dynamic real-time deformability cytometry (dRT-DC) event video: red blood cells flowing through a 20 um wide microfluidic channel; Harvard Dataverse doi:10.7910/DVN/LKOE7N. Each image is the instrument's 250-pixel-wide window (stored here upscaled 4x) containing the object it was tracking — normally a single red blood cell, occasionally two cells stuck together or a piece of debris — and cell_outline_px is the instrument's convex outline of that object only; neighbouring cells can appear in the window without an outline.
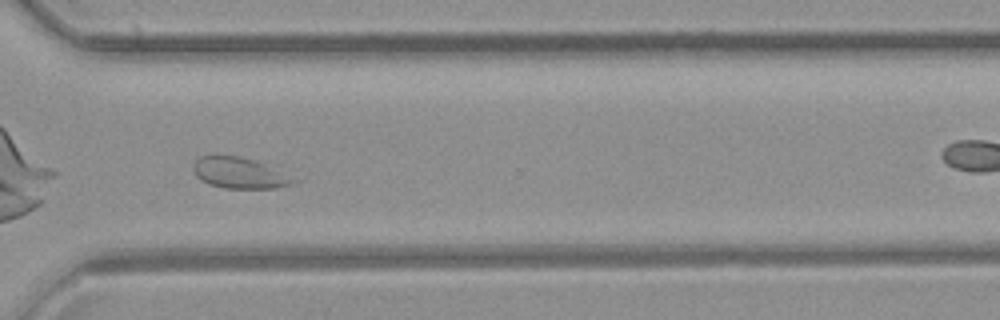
{"species": "common noctule bat (a hibernating species)", "species_latin": "Nyctalus noctula", "temperature_condition": "room temperature", "stored_images_in_passage": 30, "camera_frame_rate_fps": 3000, "um_per_image_px": 0.085, "animal": {"sex": "female", "body_mass_g": 21.9}, "frame": {"image": 1, "passage_image": 26, "time_ms": 8.333, "image_size_px": [1000, 320], "cell_outline_px": [[300, 180], [292, 184], [276, 188], [224, 188], [208, 184], [200, 180], [196, 176], [192, 168], [192, 164], [200, 156], [240, 156], [252, 160]], "centroid_in_image_um": [20.3, 14.72], "position_along_channel_um": 350.3, "area_um2": 17.8}, "authors_computed_cell_mechanics": {"area_um2": 19.0451, "velocity_mm_per_s": 4.0387, "shape_relaxation_time_tau1_ms": null, "shape_relaxation_time_tau2_ms": 1.3215, "deformation_change_tau1": null, "deformation_change_tau2": 0.0665}}